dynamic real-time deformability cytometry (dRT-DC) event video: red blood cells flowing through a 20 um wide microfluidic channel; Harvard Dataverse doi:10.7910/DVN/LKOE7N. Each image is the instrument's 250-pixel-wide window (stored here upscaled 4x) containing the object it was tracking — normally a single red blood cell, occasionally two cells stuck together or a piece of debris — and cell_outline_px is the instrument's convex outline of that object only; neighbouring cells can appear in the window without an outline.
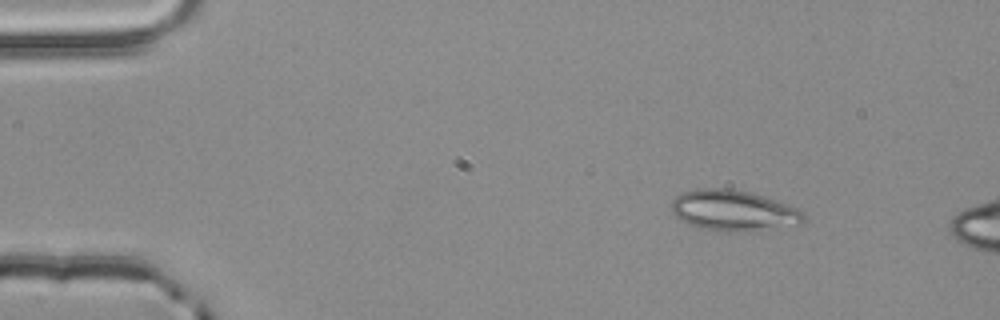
{"species": "common noctule bat (a hibernating species)", "species_latin": "Nyctalus noctula", "temperature_condition": "room temperature", "stored_images_in_passage": 47, "camera_frame_rate_fps": 3000, "um_per_image_px": 0.085, "animal": {"sex": "male", "body_mass_g": 20.4}, "frame": {"image": 1, "passage_image": 2, "time_ms": 0.333, "image_size_px": [1000, 320], "cell_outline_px": [[808, 220], [800, 224], [748, 232], [728, 232], [688, 224], [680, 220], [672, 212], [672, 200], [680, 192], [696, 188], [728, 188], [752, 192], [764, 196], [796, 208], [804, 212]], "centroid_in_image_um": [62.36, 17.89], "position_along_channel_um": 22.6, "area_um2": 31.62}}
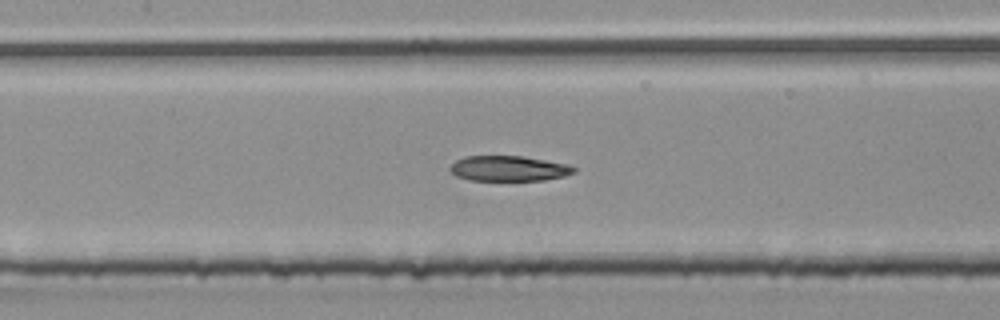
{"frame": {"image": 2, "passage_image": 20, "time_ms": 6.333, "image_size_px": [1000, 320], "cell_outline_px": [[576, 172], [564, 176], [544, 180], [468, 180], [456, 176], [448, 168], [456, 160], [464, 156], [520, 156], [568, 164], [576, 168]], "centroid_in_image_um": [43.23, 14.32], "position_along_channel_um": 164.2, "area_um2": 18.21}}
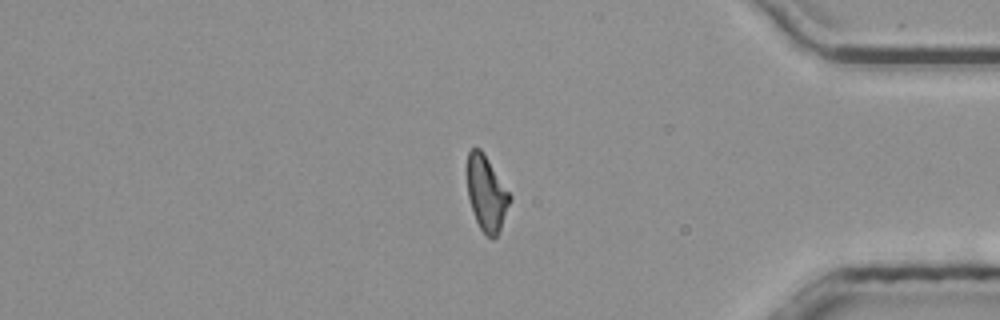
{"frame": {"image": 3, "passage_image": 40, "time_ms": 13.0, "image_size_px": [1000, 320], "cell_outline_px": [[512, 200], [500, 228], [496, 236], [492, 240], [480, 228], [476, 220], [468, 196], [468, 152], [472, 148], [480, 148], [512, 196]], "centroid_in_image_um": [41.37, 16.45], "position_along_channel_um": 393.8, "area_um2": 18.26}}